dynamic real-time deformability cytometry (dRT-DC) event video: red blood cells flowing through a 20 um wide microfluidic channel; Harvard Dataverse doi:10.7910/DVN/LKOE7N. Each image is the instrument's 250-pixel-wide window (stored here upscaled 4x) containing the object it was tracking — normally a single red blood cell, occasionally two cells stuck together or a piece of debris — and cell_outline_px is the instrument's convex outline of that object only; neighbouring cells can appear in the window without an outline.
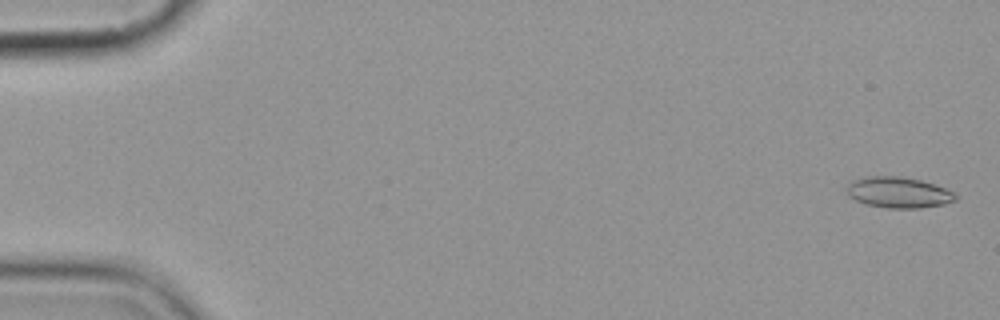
{"species": "common noctule bat (a hibernating species)", "species_latin": "Nyctalus noctula", "temperature_condition": "cold", "stored_images_in_passage": 5, "camera_frame_rate_fps": 3000, "um_per_image_px": 0.085, "animal": {"sex": "female", "body_mass_g": 19.9}, "frame": {"image": 1, "passage_image": 1, "time_ms": 0.0, "image_size_px": [1000, 320], "cell_outline_px": [[956, 200], [944, 204], [920, 208], [888, 208], [864, 204], [848, 196], [848, 184], [852, 180], [868, 176], [900, 176], [920, 180], [944, 188], [952, 192], [956, 196]], "centroid_in_image_um": [76.34, 16.36], "position_along_channel_um": 8.7, "area_um2": 19.42}}
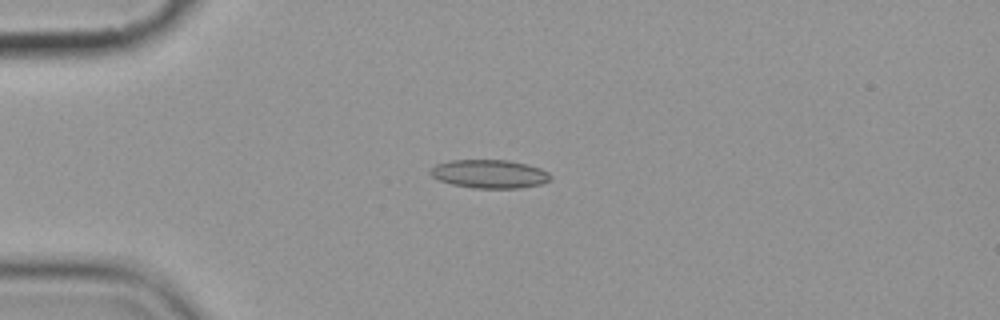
{"frame": {"image": 2, "passage_image": 5, "time_ms": 4.333, "image_size_px": [1000, 320], "cell_outline_px": [[552, 176], [548, 180], [540, 184], [520, 188], [472, 188], [452, 184], [440, 180], [432, 176], [428, 172], [436, 164], [448, 160], [508, 160], [528, 164], [540, 168], [548, 172]], "centroid_in_image_um": [41.59, 14.78], "position_along_channel_um": 43.4, "area_um2": 19.94}}